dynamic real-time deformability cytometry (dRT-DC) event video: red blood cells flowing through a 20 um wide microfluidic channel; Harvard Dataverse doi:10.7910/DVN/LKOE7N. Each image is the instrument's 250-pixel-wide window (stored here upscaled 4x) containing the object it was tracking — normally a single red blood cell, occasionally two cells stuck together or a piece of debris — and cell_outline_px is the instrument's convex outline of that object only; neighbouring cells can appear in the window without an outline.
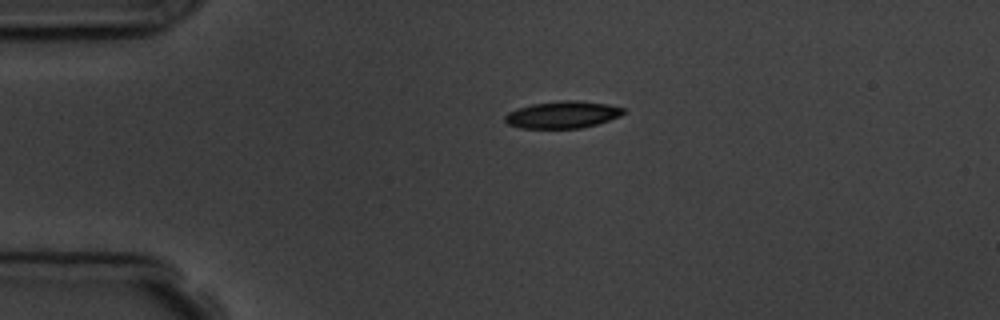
{"species": "common noctule bat (a hibernating species)", "species_latin": "Nyctalus noctula", "temperature_condition": "room temperature", "stored_images_in_passage": 2, "camera_frame_rate_fps": 3000, "um_per_image_px": 0.085, "animal": {"sex": "male", "body_mass_g": 19.5, "forearm_length_mm": 54.6}, "frame": {"image": 1, "passage_image": 1, "time_ms": 0.0, "image_size_px": [1000, 320], "cell_outline_px": [[624, 112], [620, 116], [596, 124], [580, 128], [520, 128], [508, 124], [504, 120], [504, 116], [508, 112], [516, 108], [532, 104], [564, 100], [576, 100], [608, 104], [624, 108]], "centroid_in_image_um": [47.78, 9.74], "position_along_channel_um": 37.2, "area_um2": 18.61}}